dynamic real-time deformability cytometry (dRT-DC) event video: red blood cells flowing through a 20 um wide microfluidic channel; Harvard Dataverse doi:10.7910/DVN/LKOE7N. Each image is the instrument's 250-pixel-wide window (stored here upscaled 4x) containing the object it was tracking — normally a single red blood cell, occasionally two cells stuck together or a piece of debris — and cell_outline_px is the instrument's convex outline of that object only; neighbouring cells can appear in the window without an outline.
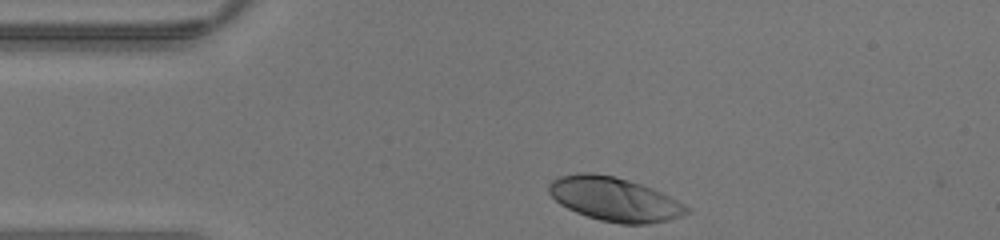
{"species": "human", "species_latin": "Homo sapiens", "temperature_condition": "warm", "stored_images_in_passage": 26, "camera_frame_rate_fps": 3000, "um_per_image_px": 0.085, "donor": {"sex": "male"}, "frame": {"image": 1, "passage_image": 1, "time_ms": 0.0, "image_size_px": [1000, 240], "cell_outline_px": [[692, 212], [668, 220], [648, 224], [620, 224], [600, 220], [576, 212], [560, 204], [548, 192], [548, 184], [552, 180], [560, 176], [576, 172], [588, 172], [612, 176], [628, 180], [652, 188], [692, 208]], "centroid_in_image_um": [52.23, 16.93], "position_along_channel_um": 32.8, "area_um2": 35.14}}
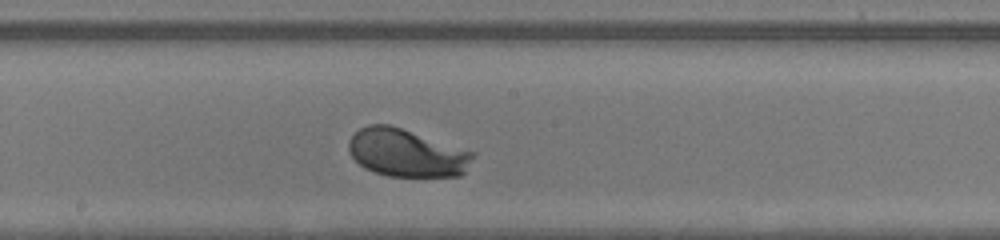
{"frame": {"image": 2, "passage_image": 15, "time_ms": 4.667, "image_size_px": [1000, 240], "cell_outline_px": [[476, 152], [464, 172], [460, 176], [388, 176], [364, 168], [348, 152], [348, 140], [360, 128], [368, 124], [388, 124]], "centroid_in_image_um": [34.54, 12.99], "position_along_channel_um": 213.7, "area_um2": 34.39}}
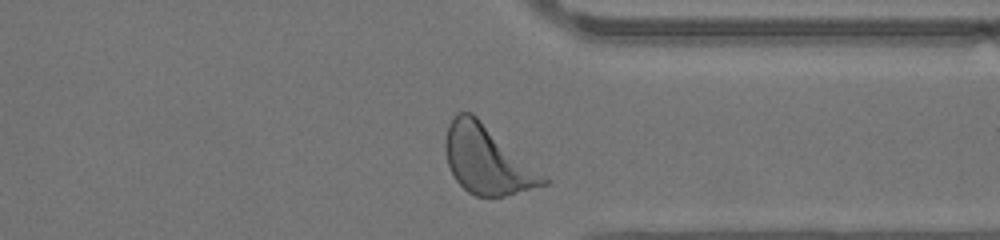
{"frame": {"image": 3, "passage_image": 25, "time_ms": 8.0, "image_size_px": [1000, 240], "cell_outline_px": [[548, 184], [504, 196], [476, 196], [468, 192], [456, 180], [448, 164], [444, 148], [444, 140], [448, 124], [452, 116], [456, 112], [472, 112], [548, 180]], "centroid_in_image_um": [41.33, 13.57], "position_along_channel_um": 370.1, "area_um2": 38.15}}